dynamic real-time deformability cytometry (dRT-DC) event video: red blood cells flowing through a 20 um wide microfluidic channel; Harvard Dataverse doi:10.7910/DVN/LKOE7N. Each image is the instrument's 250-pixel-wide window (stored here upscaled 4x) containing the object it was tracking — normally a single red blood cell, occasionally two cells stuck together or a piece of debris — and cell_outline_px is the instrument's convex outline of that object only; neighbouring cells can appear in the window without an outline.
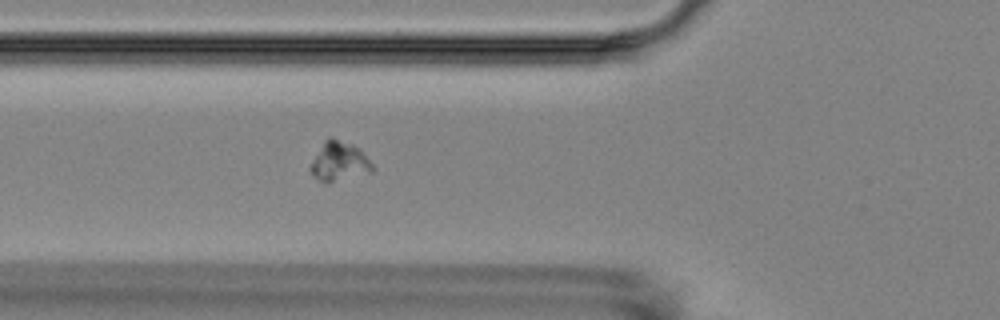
{"species": "Egyptian fruit bat (a non-hibernating species)", "species_latin": "Rousettus aegyptiacus", "temperature_condition": "room temperature", "stored_images_in_passage": 7, "camera_frame_rate_fps": 3000, "um_per_image_px": 0.085, "animal": {"sex": "female"}, "frame": {"image": 1, "passage_image": 7, "time_ms": 8.0, "image_size_px": [1000, 320], "cell_outline_px": [[376, 168], [372, 172], [328, 184], [324, 184], [308, 168], [312, 160], [324, 140], [328, 136], [332, 136], [352, 144], [360, 148]], "centroid_in_image_um": [28.85, 13.72], "position_along_channel_um": 96.9, "area_um2": 14.57}}